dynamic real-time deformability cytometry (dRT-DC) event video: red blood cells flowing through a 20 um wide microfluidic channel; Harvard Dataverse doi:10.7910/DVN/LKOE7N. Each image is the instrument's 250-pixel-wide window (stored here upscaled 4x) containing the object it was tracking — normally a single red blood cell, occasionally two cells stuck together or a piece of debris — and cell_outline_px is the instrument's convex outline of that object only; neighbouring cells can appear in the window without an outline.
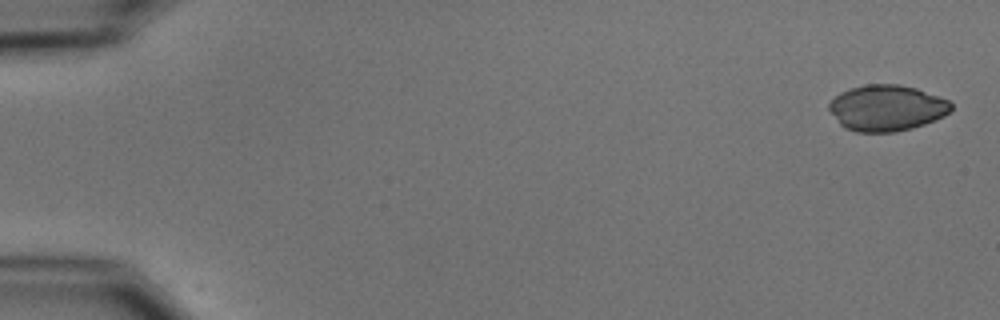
{"species": "common noctule bat (a hibernating species)", "species_latin": "Nyctalus noctula", "temperature_condition": "cold", "stored_images_in_passage": 5, "camera_frame_rate_fps": 3000, "um_per_image_px": 0.085, "animal": {"sex": "male", "body_mass_g": 15.6}, "frame": {"image": 1, "passage_image": 1, "time_ms": 0.0, "image_size_px": [1000, 320], "cell_outline_px": [[952, 108], [944, 116], [924, 124], [912, 128], [896, 132], [856, 132], [844, 128], [840, 124], [828, 108], [828, 104], [840, 92], [864, 84], [900, 84], [916, 88], [948, 100], [952, 104]], "centroid_in_image_um": [75.36, 9.18], "position_along_channel_um": 9.6, "area_um2": 32.66}}